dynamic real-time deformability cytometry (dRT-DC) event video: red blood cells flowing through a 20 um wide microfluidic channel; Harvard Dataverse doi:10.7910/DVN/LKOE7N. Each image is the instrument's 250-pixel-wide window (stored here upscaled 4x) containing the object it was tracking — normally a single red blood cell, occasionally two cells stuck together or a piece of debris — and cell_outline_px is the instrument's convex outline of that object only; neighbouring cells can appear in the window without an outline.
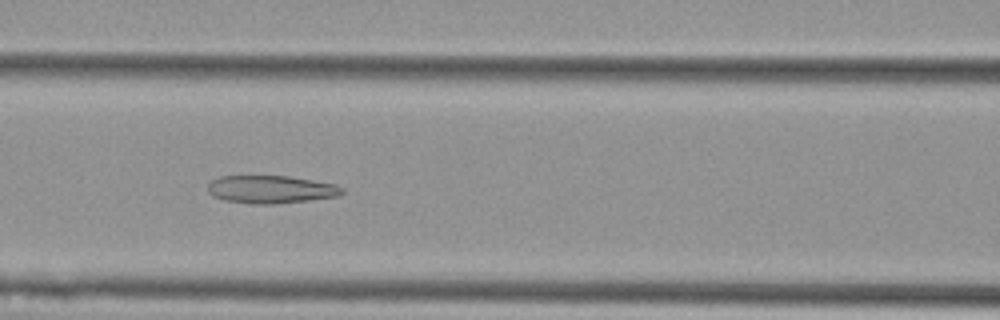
{"species": "Egyptian fruit bat (a non-hibernating species)", "species_latin": "Rousettus aegyptiacus", "temperature_condition": "cold", "stored_images_in_passage": 8, "camera_frame_rate_fps": 3000, "um_per_image_px": 0.085, "animal": {"sex": "female"}, "frame": {"image": 1, "passage_image": 5, "time_ms": 1.333, "image_size_px": [1000, 320], "cell_outline_px": [[344, 192], [340, 196], [276, 204], [248, 204], [224, 200], [212, 196], [208, 192], [208, 184], [212, 180], [220, 176], [288, 176], [336, 184], [344, 188]], "centroid_in_image_um": [23.02, 16.1], "position_along_channel_um": 143.6, "area_um2": 21.96}}
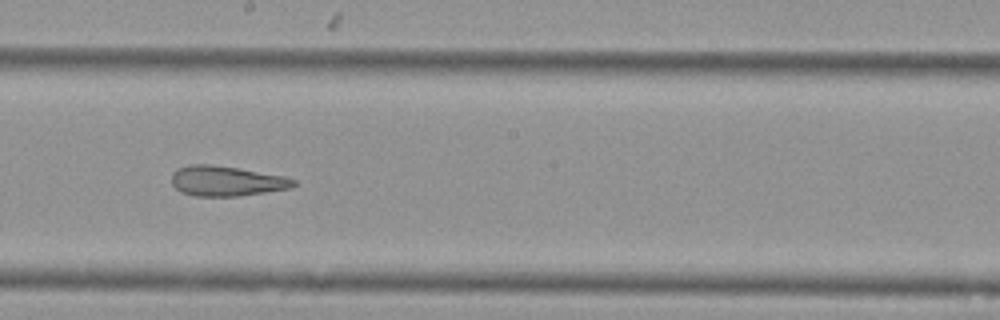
{"frame": {"image": 2, "passage_image": 7, "time_ms": 2.0, "image_size_px": [1000, 320], "cell_outline_px": [[296, 184], [292, 188], [240, 196], [196, 196], [180, 192], [172, 184], [172, 172], [176, 168], [188, 164], [212, 164], [284, 176], [296, 180]], "centroid_in_image_um": [19.22, 15.38], "position_along_channel_um": 229.0, "area_um2": 21.5}}
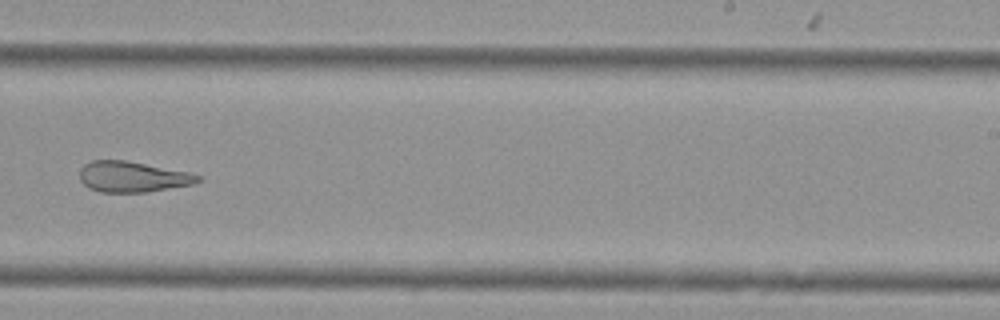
{"frame": {"image": 3, "passage_image": 8, "time_ms": 2.333, "image_size_px": [1000, 320], "cell_outline_px": [[204, 180], [192, 184], [148, 192], [100, 192], [88, 188], [80, 180], [80, 168], [84, 164], [92, 160], [124, 160], [188, 172], [200, 176]], "centroid_in_image_um": [11.25, 15.03], "position_along_channel_um": 277.8, "area_um2": 21.1}}